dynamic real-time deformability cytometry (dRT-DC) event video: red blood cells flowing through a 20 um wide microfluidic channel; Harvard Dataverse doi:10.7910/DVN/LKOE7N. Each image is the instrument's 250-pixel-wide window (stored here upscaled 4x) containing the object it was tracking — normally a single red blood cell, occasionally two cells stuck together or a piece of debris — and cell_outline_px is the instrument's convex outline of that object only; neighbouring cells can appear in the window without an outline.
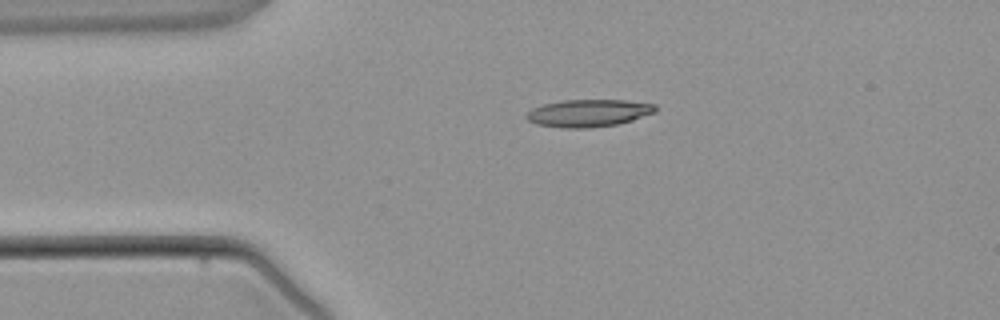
{"species": "common noctule bat (a hibernating species)", "species_latin": "Nyctalus noctula", "temperature_condition": "warm", "stored_images_in_passage": 3, "camera_frame_rate_fps": 3000, "um_per_image_px": 0.085, "animal": {"sex": "male", "body_mass_g": 21.5, "forearm_length_mm": 52.0}, "frame": {"image": 1, "passage_image": 3, "time_ms": 2.333, "image_size_px": [1000, 320], "cell_outline_px": [[656, 112], [632, 120], [616, 124], [588, 128], [564, 128], [536, 124], [528, 120], [524, 116], [532, 108], [544, 104], [560, 100], [624, 100], [656, 104]], "centroid_in_image_um": [50.01, 9.61], "position_along_channel_um": 35.0, "area_um2": 20.58}}